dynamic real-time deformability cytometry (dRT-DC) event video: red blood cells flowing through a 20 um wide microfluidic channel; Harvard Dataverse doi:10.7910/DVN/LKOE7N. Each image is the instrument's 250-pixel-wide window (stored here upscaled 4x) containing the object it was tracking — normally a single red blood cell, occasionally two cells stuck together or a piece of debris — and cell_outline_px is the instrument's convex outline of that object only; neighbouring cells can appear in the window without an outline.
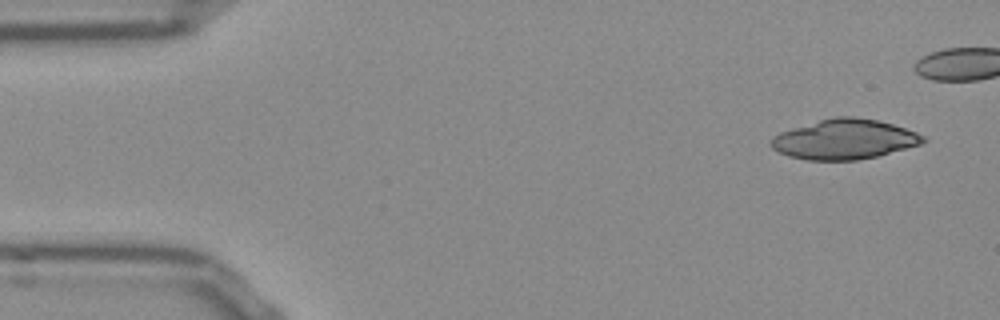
{"species": "Egyptian fruit bat (a non-hibernating species)", "species_latin": "Rousettus aegyptiacus", "temperature_condition": "room temperature", "stored_images_in_passage": 40, "camera_frame_rate_fps": 3000, "um_per_image_px": 0.085, "frame": {"image": 1, "passage_image": 1, "time_ms": 0.0, "image_size_px": [1000, 320], "cell_outline_px": [[928, 140], [920, 144], [876, 156], [856, 160], [808, 160], [788, 156], [772, 148], [768, 144], [768, 140], [772, 136], [780, 132], [792, 128], [820, 120], [836, 116], [852, 116], [880, 120], [916, 132], [924, 136]], "centroid_in_image_um": [71.74, 11.83], "position_along_channel_um": 13.3, "area_um2": 35.32}}